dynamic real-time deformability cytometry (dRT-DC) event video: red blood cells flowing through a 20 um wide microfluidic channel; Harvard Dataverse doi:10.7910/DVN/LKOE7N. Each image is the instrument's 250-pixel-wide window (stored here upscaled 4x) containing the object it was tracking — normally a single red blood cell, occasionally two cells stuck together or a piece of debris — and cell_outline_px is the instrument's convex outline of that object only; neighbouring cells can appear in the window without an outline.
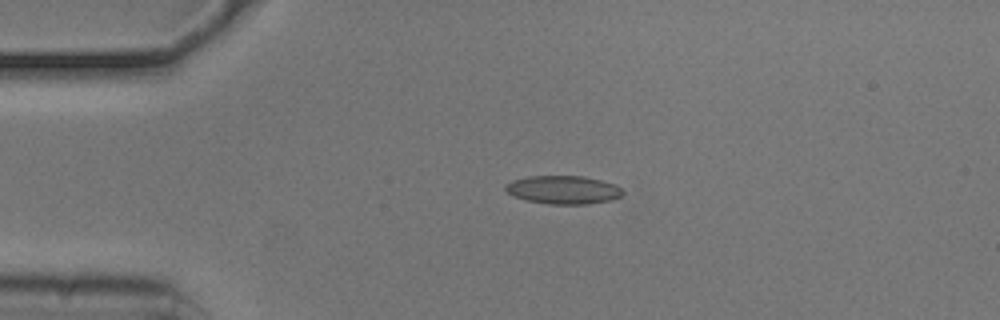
{"species": "common noctule bat (a hibernating species)", "species_latin": "Nyctalus noctula", "temperature_condition": "cold", "stored_images_in_passage": 30, "camera_frame_rate_fps": 3000, "um_per_image_px": 0.085, "animal": {"sex": "male", "body_mass_g": 20.5, "forearm_length_mm": 52.5}, "frame": {"image": 1, "passage_image": 1, "time_ms": 0.0, "image_size_px": [1000, 320], "cell_outline_px": [[624, 192], [620, 196], [608, 200], [588, 204], [548, 204], [524, 200], [512, 196], [504, 188], [504, 184], [512, 180], [528, 176], [584, 176], [616, 184]], "centroid_in_image_um": [47.82, 16.13], "position_along_channel_um": 37.2, "area_um2": 19.42}}
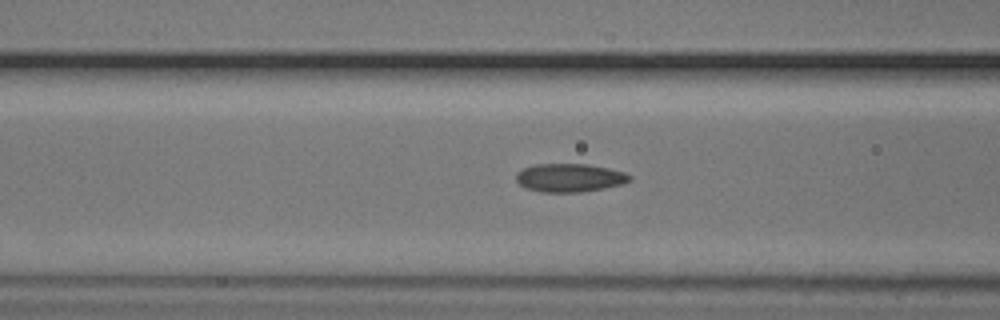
{"frame": {"image": 2, "passage_image": 10, "time_ms": 3.0, "image_size_px": [1000, 320], "cell_outline_px": [[632, 180], [624, 184], [604, 188], [580, 192], [540, 192], [524, 188], [516, 180], [516, 172], [524, 168], [536, 164], [588, 164], [608, 168], [624, 172], [632, 176]], "centroid_in_image_um": [48.42, 15.11], "position_along_channel_um": 118.2, "area_um2": 18.9}}
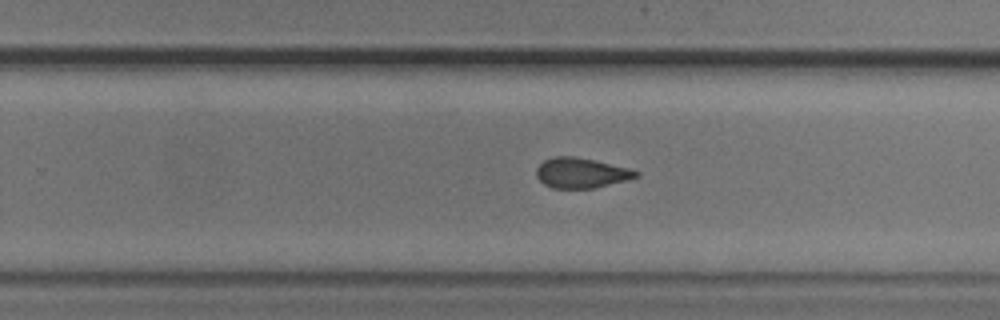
{"frame": {"image": 3, "passage_image": 23, "time_ms": 7.333, "image_size_px": [1000, 320], "cell_outline_px": [[640, 176], [628, 180], [592, 188], [552, 188], [544, 184], [536, 176], [536, 168], [544, 160], [552, 156], [572, 156], [592, 160], [628, 168], [640, 172]], "centroid_in_image_um": [49.38, 14.7], "position_along_channel_um": 280.4, "area_um2": 17.4}}